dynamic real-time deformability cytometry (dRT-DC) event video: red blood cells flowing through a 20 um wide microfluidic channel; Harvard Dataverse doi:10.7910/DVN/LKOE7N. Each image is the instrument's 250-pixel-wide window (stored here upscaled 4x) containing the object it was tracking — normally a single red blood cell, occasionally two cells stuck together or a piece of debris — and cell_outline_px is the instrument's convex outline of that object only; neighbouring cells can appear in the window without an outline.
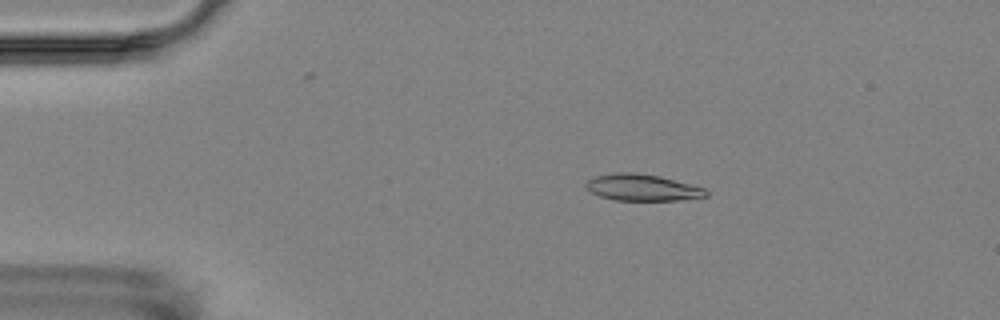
{"species": "Egyptian fruit bat (a non-hibernating species)", "species_latin": "Rousettus aegyptiacus", "temperature_condition": "room temperature", "stored_images_in_passage": 4, "camera_frame_rate_fps": 3000, "um_per_image_px": 0.085, "animal": {"sex": "female"}, "frame": {"image": 1, "passage_image": 3, "time_ms": 3.333, "image_size_px": [1000, 320], "cell_outline_px": [[708, 196], [680, 200], [616, 200], [600, 196], [592, 192], [584, 184], [592, 176], [616, 172], [632, 172], [660, 176], [704, 188], [708, 192]], "centroid_in_image_um": [54.58, 15.93], "position_along_channel_um": 30.4, "area_um2": 18.5}}